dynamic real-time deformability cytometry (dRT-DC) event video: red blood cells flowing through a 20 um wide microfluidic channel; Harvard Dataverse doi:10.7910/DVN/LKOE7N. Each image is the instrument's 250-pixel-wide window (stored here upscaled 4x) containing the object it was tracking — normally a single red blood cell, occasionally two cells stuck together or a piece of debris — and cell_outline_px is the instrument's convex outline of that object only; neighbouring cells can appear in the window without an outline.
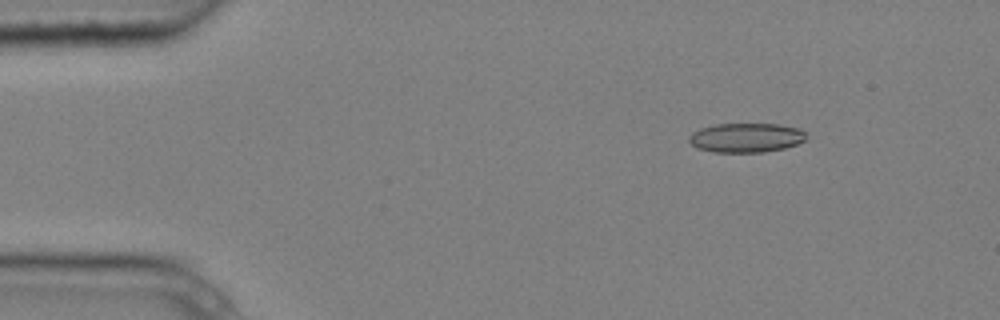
{"species": "common noctule bat (a hibernating species)", "species_latin": "Nyctalus noctula", "temperature_condition": "cold", "stored_images_in_passage": 3, "camera_frame_rate_fps": 3000, "um_per_image_px": 0.085, "animal": {"sex": "male", "body_mass_g": 20.4}, "frame": {"image": 1, "passage_image": 2, "time_ms": 0.333, "image_size_px": [1000, 320], "cell_outline_px": [[808, 136], [804, 140], [796, 144], [784, 148], [764, 152], [712, 152], [696, 148], [688, 140], [688, 136], [692, 132], [700, 128], [716, 124], [780, 124], [800, 128]], "centroid_in_image_um": [63.4, 11.7], "position_along_channel_um": 21.6, "area_um2": 20.17}}